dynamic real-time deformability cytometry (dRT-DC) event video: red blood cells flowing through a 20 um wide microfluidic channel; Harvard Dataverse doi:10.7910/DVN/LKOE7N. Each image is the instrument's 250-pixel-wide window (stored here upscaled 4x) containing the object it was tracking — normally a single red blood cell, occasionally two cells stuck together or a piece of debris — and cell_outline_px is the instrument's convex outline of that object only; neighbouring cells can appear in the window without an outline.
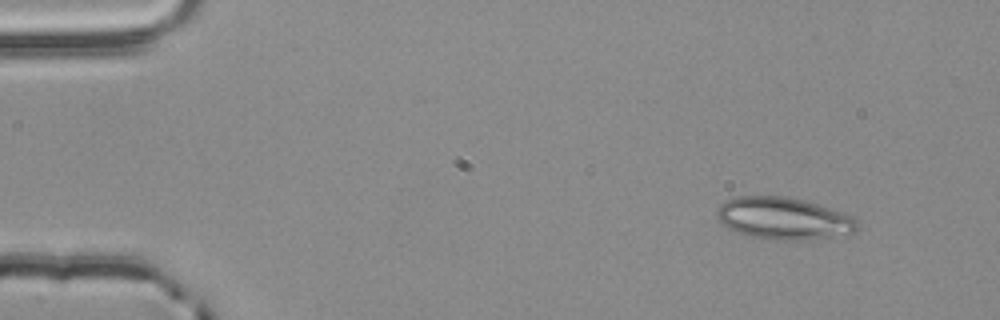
{"species": "common noctule bat (a hibernating species)", "species_latin": "Nyctalus noctula", "temperature_condition": "room temperature", "stored_images_in_passage": 3, "camera_frame_rate_fps": 3000, "um_per_image_px": 0.085, "animal": {"sex": "male", "body_mass_g": 20.4}, "frame": {"image": 1, "passage_image": 1, "time_ms": 0.0, "image_size_px": [1000, 320], "cell_outline_px": [[860, 224], [852, 232], [824, 236], [792, 240], [748, 236], [736, 232], [728, 228], [716, 216], [716, 212], [720, 204], [724, 200], [732, 196], [784, 196], [804, 200], [844, 212], [852, 216]], "centroid_in_image_um": [66.53, 18.52], "position_along_channel_um": 18.5, "area_um2": 33.87}}